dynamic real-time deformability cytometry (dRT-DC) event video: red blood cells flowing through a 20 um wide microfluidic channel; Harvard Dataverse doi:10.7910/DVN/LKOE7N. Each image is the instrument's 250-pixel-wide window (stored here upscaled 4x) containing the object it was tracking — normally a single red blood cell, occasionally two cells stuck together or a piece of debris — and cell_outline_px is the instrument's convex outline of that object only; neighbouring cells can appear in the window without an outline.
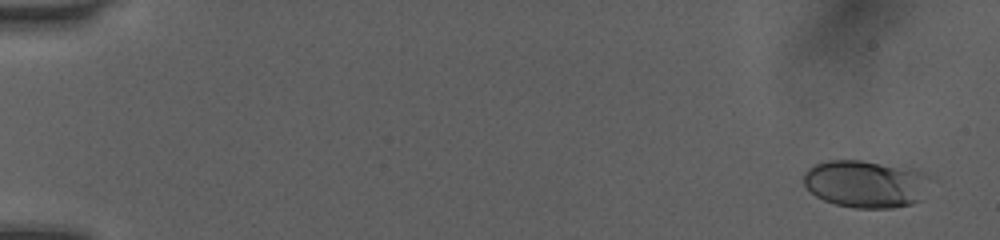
{"species": "human", "species_latin": "Homo sapiens", "temperature_condition": "room temperature", "stored_images_in_passage": 15, "camera_frame_rate_fps": 3000, "um_per_image_px": 0.085, "donor": {"sex": "female"}, "frame": {"image": 1, "passage_image": 1, "time_ms": 0.0, "image_size_px": [1000, 240], "cell_outline_px": [[932, 176], [920, 200], [912, 204], [892, 208], [856, 208], [836, 204], [824, 200], [816, 196], [804, 184], [804, 172], [808, 168], [816, 164], [828, 160], [860, 160], [916, 168]], "centroid_in_image_um": [73.63, 15.61], "position_along_channel_um": 11.4, "area_um2": 35.26}}
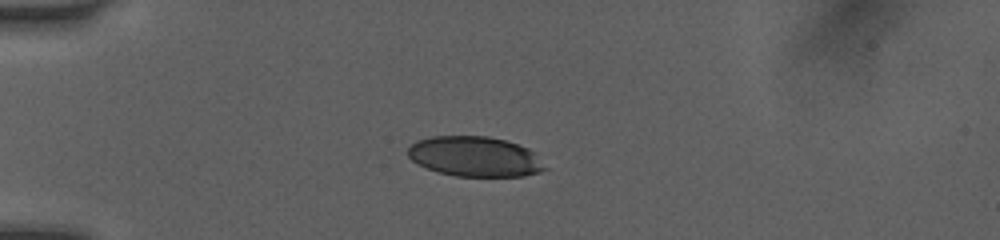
{"frame": {"image": 2, "passage_image": 10, "time_ms": 3.0, "image_size_px": [1000, 240], "cell_outline_px": [[548, 168], [540, 172], [524, 176], [456, 176], [440, 172], [428, 168], [412, 160], [408, 156], [408, 148], [416, 140], [432, 136], [488, 136], [504, 140], [528, 148], [536, 152]], "centroid_in_image_um": [40.41, 13.3], "position_along_channel_um": 44.6, "area_um2": 32.02}}
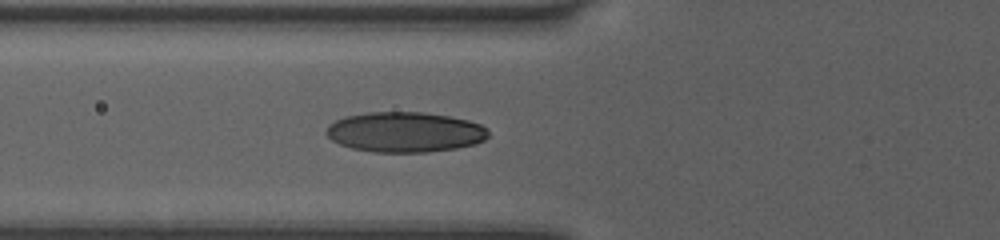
{"frame": {"image": 3, "passage_image": 15, "time_ms": 4.667, "image_size_px": [1000, 240], "cell_outline_px": [[488, 136], [484, 140], [476, 144], [456, 148], [428, 152], [372, 152], [352, 148], [340, 144], [332, 140], [324, 132], [328, 124], [344, 116], [368, 112], [424, 112], [448, 116], [468, 120], [480, 124], [488, 128]], "centroid_in_image_um": [34.41, 11.22], "position_along_channel_um": 91.4, "area_um2": 38.21}}